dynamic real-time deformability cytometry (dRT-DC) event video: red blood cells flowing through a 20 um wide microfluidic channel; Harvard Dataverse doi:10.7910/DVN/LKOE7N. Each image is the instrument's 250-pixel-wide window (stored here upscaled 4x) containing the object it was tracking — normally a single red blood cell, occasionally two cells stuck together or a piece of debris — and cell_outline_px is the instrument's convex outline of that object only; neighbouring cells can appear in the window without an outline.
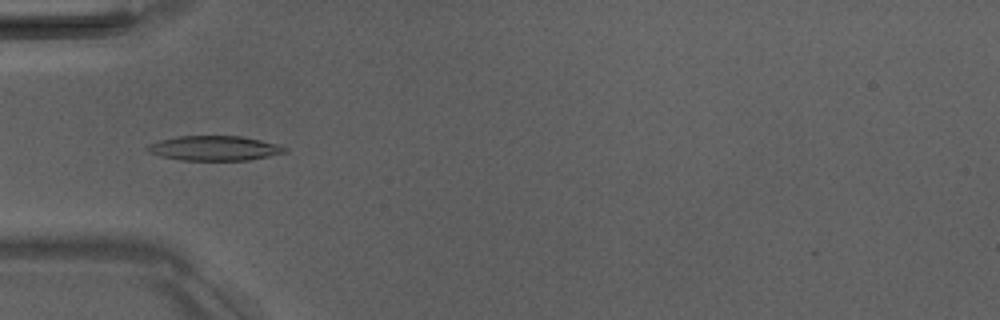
{"species": "Egyptian fruit bat (a non-hibernating species)", "species_latin": "Rousettus aegyptiacus", "temperature_condition": "room temperature", "stored_images_in_passage": 8, "camera_frame_rate_fps": 3000, "um_per_image_px": 0.085, "animal": {"sex": "male"}, "frame": {"image": 1, "passage_image": 4, "time_ms": 3.667, "image_size_px": [1000, 320], "cell_outline_px": [[288, 152], [248, 160], [180, 160], [160, 156], [148, 152], [144, 148], [148, 144], [160, 140], [176, 136], [240, 136], [260, 140], [276, 144], [288, 148]], "centroid_in_image_um": [18.18, 12.6], "position_along_channel_um": 66.8, "area_um2": 19.83}}
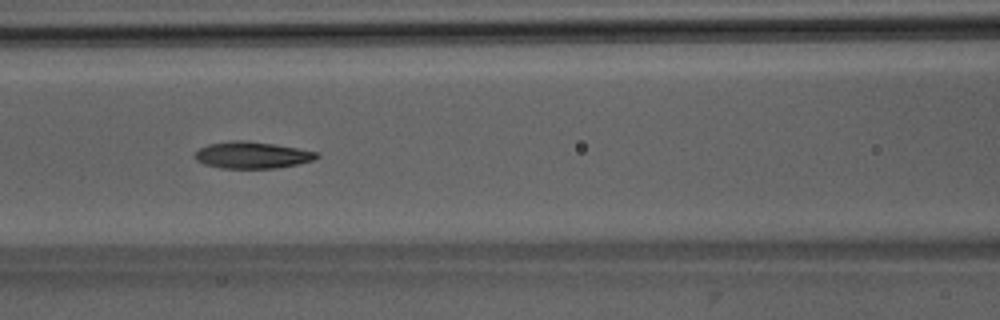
{"frame": {"image": 2, "passage_image": 6, "time_ms": 5.667, "image_size_px": [1000, 320], "cell_outline_px": [[320, 156], [312, 160], [300, 164], [276, 168], [220, 168], [204, 164], [196, 160], [192, 156], [200, 148], [208, 144], [232, 140], [248, 140], [320, 152]], "centroid_in_image_um": [21.42, 13.18], "position_along_channel_um": 145.2, "area_um2": 19.07}}